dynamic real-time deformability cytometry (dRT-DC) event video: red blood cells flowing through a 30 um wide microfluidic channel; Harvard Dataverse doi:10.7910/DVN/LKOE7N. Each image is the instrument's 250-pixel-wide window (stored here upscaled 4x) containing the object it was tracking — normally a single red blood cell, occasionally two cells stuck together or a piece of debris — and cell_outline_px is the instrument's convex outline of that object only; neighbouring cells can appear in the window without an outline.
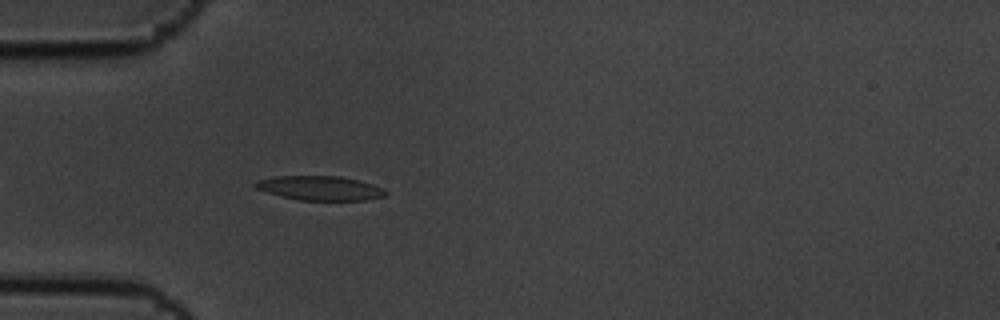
{"species": "common noctule bat (a hibernating species)", "species_latin": "Nyctalus noctula", "temperature_condition": "cold", "stored_images_in_passage": 4, "camera_frame_rate_fps": 3000, "um_per_image_px": 0.085, "animal": {"sex": "male", "body_mass_g": 19.5, "forearm_length_mm": 54.6}, "frame": {"image": 1, "passage_image": 4, "time_ms": 1.0, "image_size_px": [1000, 320], "cell_outline_px": [[388, 192], [384, 196], [364, 200], [300, 200], [280, 196], [256, 188], [252, 184], [256, 180], [276, 176], [340, 176], [372, 184], [384, 188]], "centroid_in_image_um": [27.18, 15.98], "position_along_channel_um": 57.8, "area_um2": 18.38}}